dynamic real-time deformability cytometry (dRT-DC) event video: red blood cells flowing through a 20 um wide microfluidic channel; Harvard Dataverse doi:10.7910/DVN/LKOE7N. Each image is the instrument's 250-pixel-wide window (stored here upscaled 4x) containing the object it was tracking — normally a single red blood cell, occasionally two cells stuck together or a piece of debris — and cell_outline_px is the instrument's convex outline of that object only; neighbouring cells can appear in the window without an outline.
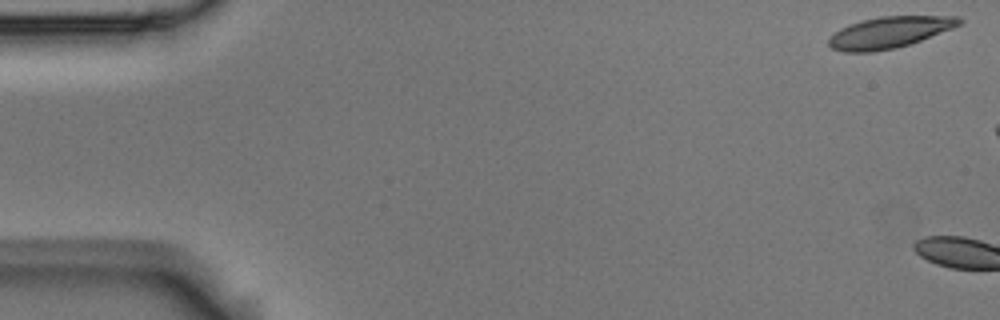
{"species": "Egyptian fruit bat (a non-hibernating species)", "species_latin": "Rousettus aegyptiacus", "temperature_condition": "room temperature", "stored_images_in_passage": 2, "camera_frame_rate_fps": 3000, "um_per_image_px": 0.085, "animal": {"sex": "male"}, "frame": {"image": 1, "passage_image": 1, "time_ms": 0.0, "image_size_px": [1000, 320], "cell_outline_px": [[964, 20], [960, 24], [952, 28], [920, 40], [896, 48], [872, 52], [844, 52], [832, 48], [828, 44], [828, 40], [840, 28], [848, 24], [860, 20], [880, 16], [960, 16]], "centroid_in_image_um": [75.58, 2.74], "position_along_channel_um": 9.4, "area_um2": 23.76}}